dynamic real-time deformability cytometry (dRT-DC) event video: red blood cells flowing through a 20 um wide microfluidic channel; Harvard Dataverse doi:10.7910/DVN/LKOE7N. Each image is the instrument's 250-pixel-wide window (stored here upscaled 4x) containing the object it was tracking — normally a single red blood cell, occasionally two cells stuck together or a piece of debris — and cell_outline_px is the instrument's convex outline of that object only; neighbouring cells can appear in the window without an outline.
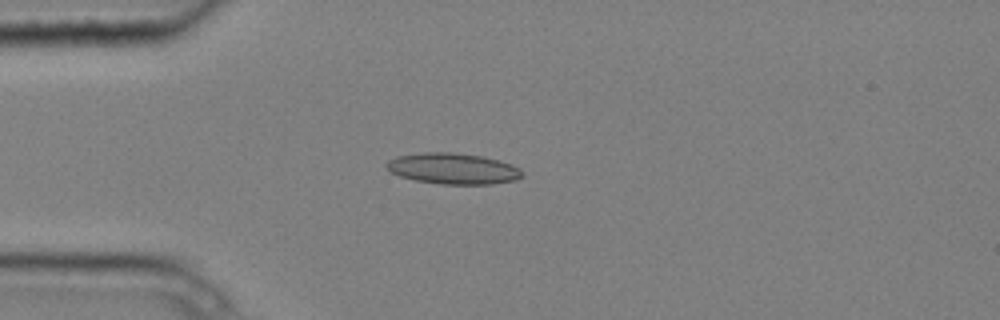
{"species": "common noctule bat (a hibernating species)", "species_latin": "Nyctalus noctula", "temperature_condition": "cold", "stored_images_in_passage": 8, "camera_frame_rate_fps": 3000, "um_per_image_px": 0.085, "animal": {"sex": "male", "body_mass_g": 20.4}, "frame": {"image": 1, "passage_image": 4, "time_ms": 1.0, "image_size_px": [1000, 320], "cell_outline_px": [[524, 176], [516, 180], [492, 184], [440, 184], [416, 180], [400, 176], [392, 172], [384, 164], [388, 160], [396, 156], [424, 152], [452, 152], [484, 156], [512, 164], [520, 168], [524, 172]], "centroid_in_image_um": [38.55, 14.32], "position_along_channel_um": 46.5, "area_um2": 24.68}}
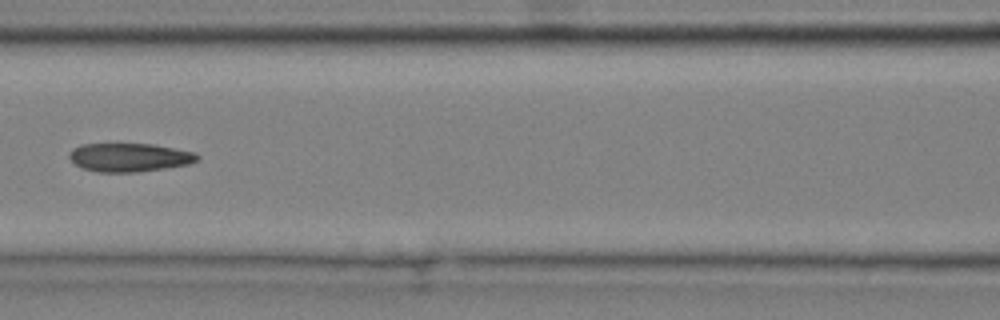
{"frame": {"image": 2, "passage_image": 7, "time_ms": 2.0, "image_size_px": [1000, 320], "cell_outline_px": [[200, 156], [196, 160], [188, 164], [140, 172], [96, 172], [84, 168], [76, 164], [68, 156], [72, 148], [80, 144], [152, 144], [196, 152]], "centroid_in_image_um": [10.99, 13.37], "position_along_channel_um": 155.6, "area_um2": 21.21}}
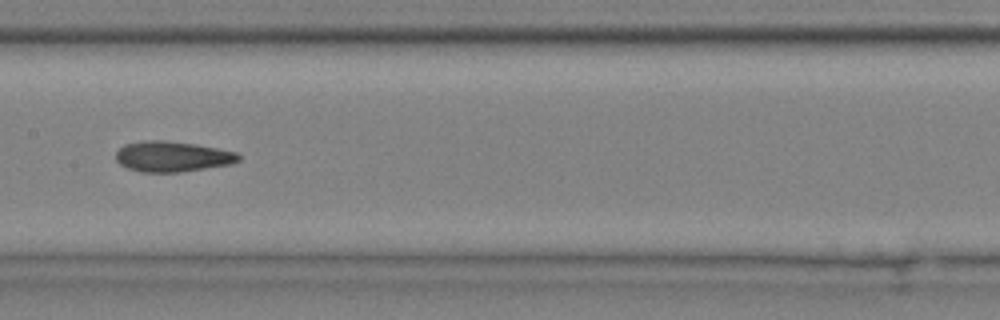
{"frame": {"image": 3, "passage_image": 8, "time_ms": 2.333, "image_size_px": [1000, 320], "cell_outline_px": [[240, 160], [232, 164], [180, 172], [140, 172], [128, 168], [120, 164], [116, 160], [116, 152], [124, 144], [144, 140], [164, 140], [192, 144], [216, 148], [236, 152], [240, 156]], "centroid_in_image_um": [14.63, 13.31], "position_along_channel_um": 192.8, "area_um2": 21.73}}